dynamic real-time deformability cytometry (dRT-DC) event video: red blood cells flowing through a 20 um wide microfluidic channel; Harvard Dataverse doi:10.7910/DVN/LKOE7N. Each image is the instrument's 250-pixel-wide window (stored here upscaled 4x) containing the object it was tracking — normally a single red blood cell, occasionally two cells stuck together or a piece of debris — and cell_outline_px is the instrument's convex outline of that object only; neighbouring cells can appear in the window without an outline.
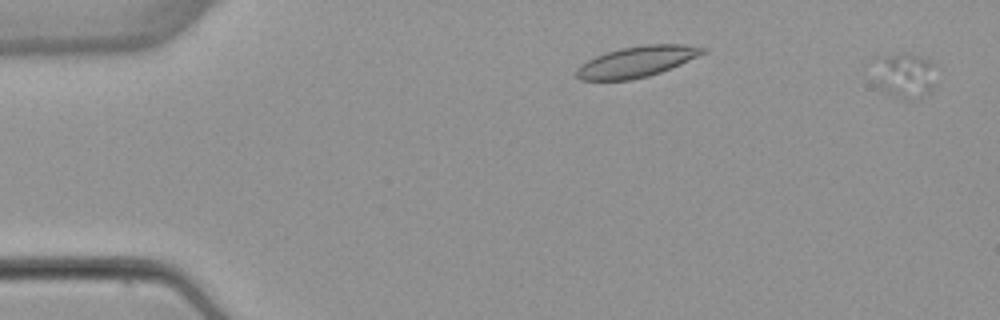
{"species": "common noctule bat (a hibernating species)", "species_latin": "Nyctalus noctula", "temperature_condition": "warm", "stored_images_in_passage": 42, "camera_frame_rate_fps": 3000, "um_per_image_px": 0.085, "animal": {"sex": "female", "body_mass_g": 22.7, "forearm_length_mm": 54.2}, "frame": {"image": 1, "passage_image": 2, "time_ms": 0.333, "image_size_px": [1000, 320], "cell_outline_px": [[936, 84], [924, 96], [912, 100], [908, 100], [896, 96], [888, 92], [876, 80], [872, 60], [876, 56], [900, 52], [912, 52], [924, 56], [932, 64]], "centroid_in_image_um": [76.9, 6.33], "position_along_channel_um": 8.1, "area_um2": 16.76}}
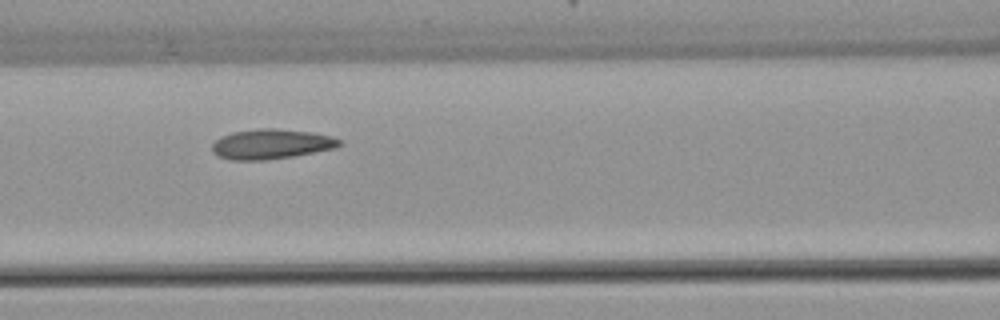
{"frame": {"image": 2, "passage_image": 15, "time_ms": 4.667, "image_size_px": [1000, 320], "cell_outline_px": [[344, 144], [336, 148], [292, 156], [264, 160], [228, 160], [216, 156], [212, 152], [212, 144], [220, 136], [232, 132], [260, 128], [276, 128], [312, 132], [332, 136], [340, 140]], "centroid_in_image_um": [23.04, 12.24], "position_along_channel_um": 143.6, "area_um2": 22.43}}
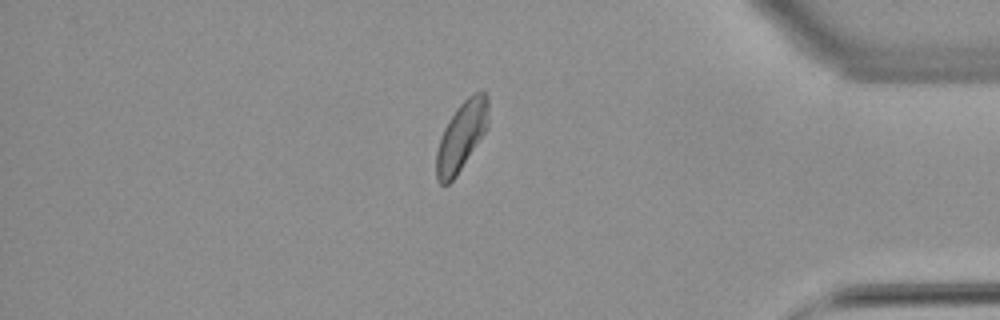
{"frame": {"image": 3, "passage_image": 37, "time_ms": 12.0, "image_size_px": [1000, 320], "cell_outline_px": [[488, 128], [456, 176], [448, 184], [440, 184], [436, 180], [436, 152], [444, 128], [448, 120], [456, 108], [468, 96], [476, 92], [484, 92], [488, 96]], "centroid_in_image_um": [39.22, 11.57], "position_along_channel_um": 396.0, "area_um2": 20.87}}